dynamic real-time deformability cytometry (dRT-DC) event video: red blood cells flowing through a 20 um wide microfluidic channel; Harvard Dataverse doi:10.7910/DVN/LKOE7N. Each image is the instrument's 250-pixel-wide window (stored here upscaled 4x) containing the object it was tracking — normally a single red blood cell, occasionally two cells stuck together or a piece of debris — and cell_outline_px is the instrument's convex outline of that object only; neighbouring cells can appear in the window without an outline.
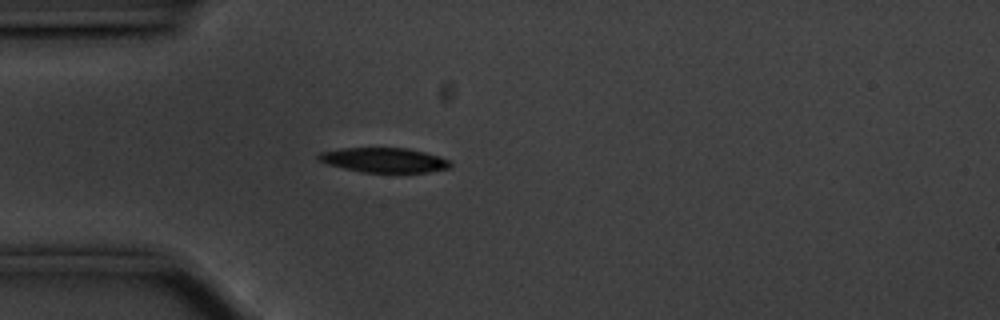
{"species": "common noctule bat (a hibernating species)", "species_latin": "Nyctalus noctula", "temperature_condition": "cold", "stored_images_in_passage": 44, "camera_frame_rate_fps": 3000, "um_per_image_px": 0.085, "animal": {"sex": "male", "body_mass_g": 20.1, "forearm_length_mm": 53.5}, "frame": {"image": 1, "passage_image": 3, "time_ms": 0.667, "image_size_px": [1000, 320], "cell_outline_px": [[452, 164], [448, 168], [428, 172], [364, 172], [344, 168], [328, 164], [320, 160], [316, 156], [320, 152], [340, 148], [404, 148], [424, 152], [448, 160]], "centroid_in_image_um": [32.61, 13.6], "position_along_channel_um": 52.4, "area_um2": 18.61}}
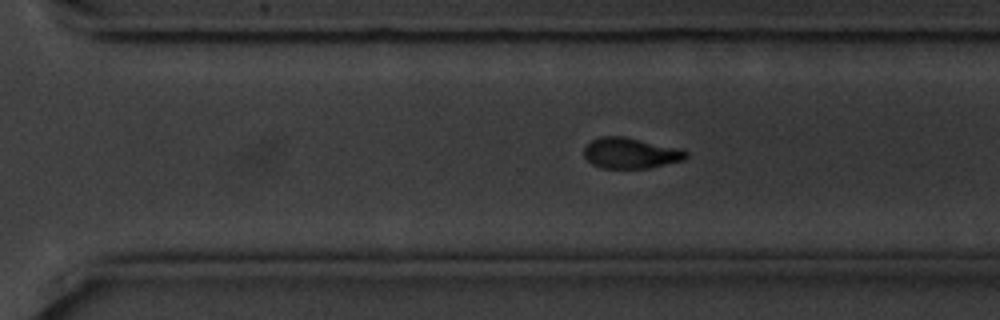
{"frame": {"image": 2, "passage_image": 26, "time_ms": 8.333, "image_size_px": [1000, 320], "cell_outline_px": [[688, 156], [684, 160], [648, 168], [604, 168], [592, 164], [584, 156], [584, 148], [592, 140], [600, 136], [624, 136], [676, 148], [688, 152]], "centroid_in_image_um": [53.58, 13.01], "position_along_channel_um": 317.0, "area_um2": 18.03}}
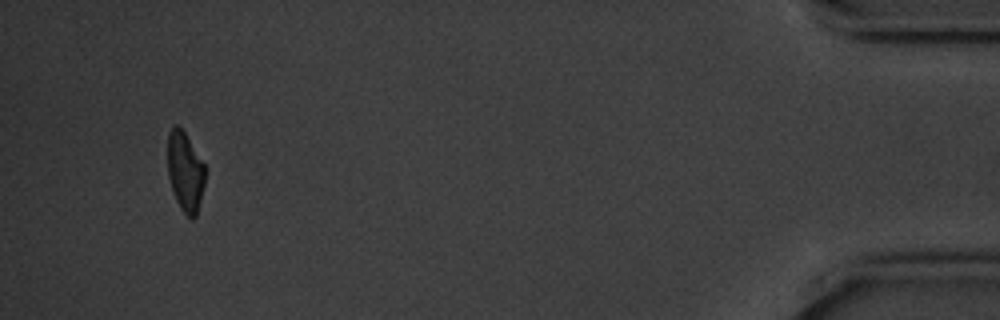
{"frame": {"image": 3, "passage_image": 41, "time_ms": 13.333, "image_size_px": [1000, 320], "cell_outline_px": [[204, 184], [196, 216], [192, 220], [180, 208], [176, 200], [168, 176], [168, 132], [172, 124], [176, 124], [184, 132], [204, 164]], "centroid_in_image_um": [15.72, 14.58], "position_along_channel_um": 419.5, "area_um2": 17.11}, "authors_computed_cell_mechanics": {"area_um2": 19.1029, "velocity_mm_per_s": 3.554, "shape_relaxation_time_tau1_ms": 2.7448, "shape_relaxation_time_tau2_ms": 6.9681, "deformation_change_tau1": 0.1243, "deformation_change_tau2": 0.1271}}